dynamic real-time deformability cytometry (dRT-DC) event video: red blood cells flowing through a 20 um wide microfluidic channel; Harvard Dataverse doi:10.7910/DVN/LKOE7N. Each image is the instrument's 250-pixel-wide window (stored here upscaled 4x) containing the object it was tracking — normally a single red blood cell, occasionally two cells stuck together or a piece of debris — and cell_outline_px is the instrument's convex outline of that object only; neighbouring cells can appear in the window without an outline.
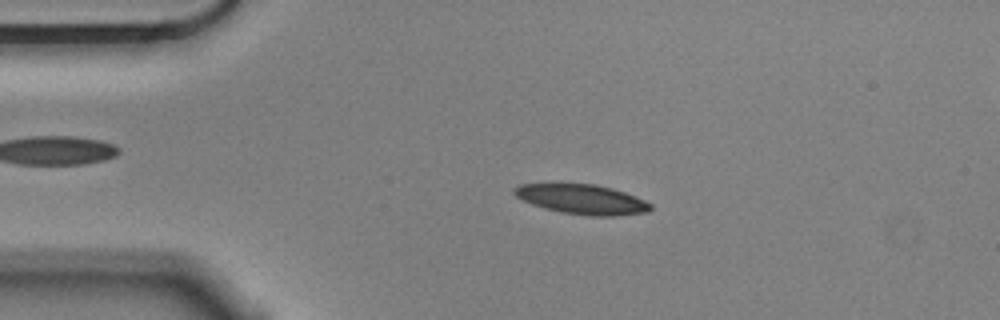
{"species": "Egyptian fruit bat (a non-hibernating species)", "species_latin": "Rousettus aegyptiacus", "temperature_condition": "cold", "stored_images_in_passage": 53, "camera_frame_rate_fps": 3000, "um_per_image_px": 0.085, "animal": {"sex": "male"}, "frame": {"image": 1, "passage_image": 9, "time_ms": 2.667, "image_size_px": [1000, 320], "cell_outline_px": [[652, 208], [648, 212], [616, 216], [588, 216], [560, 212], [544, 208], [532, 204], [516, 196], [512, 192], [512, 188], [520, 184], [560, 180], [596, 184], [612, 188], [624, 192], [644, 200], [652, 204]], "centroid_in_image_um": [49.39, 16.88], "position_along_channel_um": 35.6, "area_um2": 24.74}}
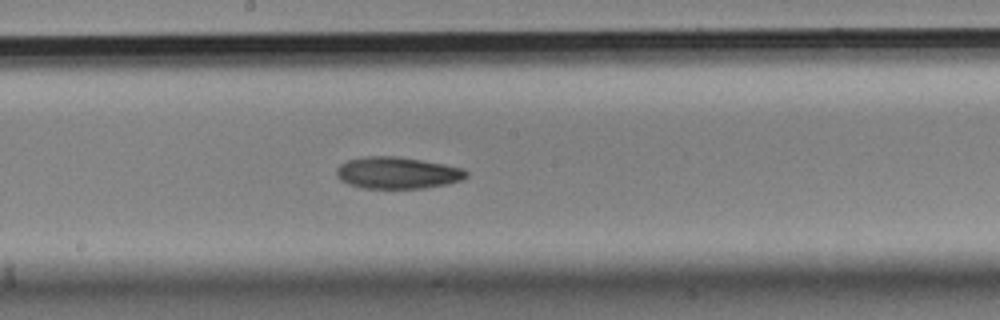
{"frame": {"image": 2, "passage_image": 27, "time_ms": 8.667, "image_size_px": [1000, 320], "cell_outline_px": [[468, 176], [464, 180], [448, 184], [424, 188], [360, 188], [348, 184], [340, 180], [336, 176], [336, 168], [340, 164], [348, 160], [368, 156], [396, 156], [444, 164], [464, 168], [468, 172]], "centroid_in_image_um": [33.79, 14.7], "position_along_channel_um": 214.4, "area_um2": 24.22}}
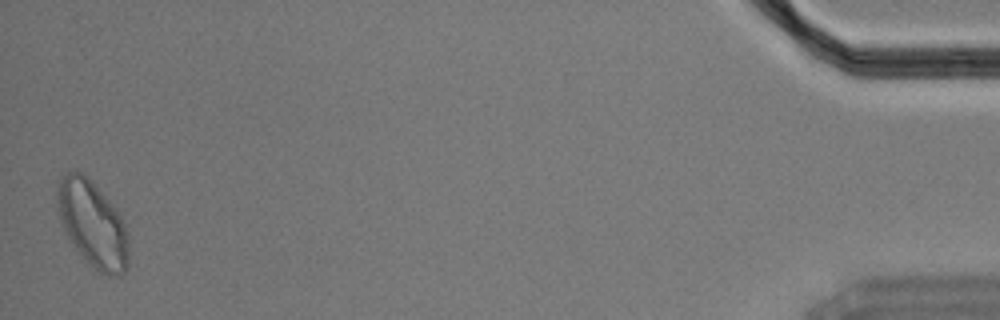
{"frame": {"image": 3, "passage_image": 53, "time_ms": 17.333, "image_size_px": [1000, 320], "cell_outline_px": [[128, 268], [124, 272], [116, 276], [108, 276], [100, 272], [80, 252], [68, 236], [60, 220], [56, 192], [60, 176], [76, 168], [88, 176], [92, 180], [116, 208], [124, 224], [128, 236]], "centroid_in_image_um": [7.88, 18.97], "position_along_channel_um": 427.3, "area_um2": 35.55}, "authors_computed_cell_mechanics": {"area_um2": 24.1026, "velocity_mm_per_s": 3.5267, "shape_relaxation_time_tau1_ms": 4.8787, "shape_relaxation_time_tau2_ms": null, "deformation_change_tau1": 0.1315, "deformation_change_tau2": null}}